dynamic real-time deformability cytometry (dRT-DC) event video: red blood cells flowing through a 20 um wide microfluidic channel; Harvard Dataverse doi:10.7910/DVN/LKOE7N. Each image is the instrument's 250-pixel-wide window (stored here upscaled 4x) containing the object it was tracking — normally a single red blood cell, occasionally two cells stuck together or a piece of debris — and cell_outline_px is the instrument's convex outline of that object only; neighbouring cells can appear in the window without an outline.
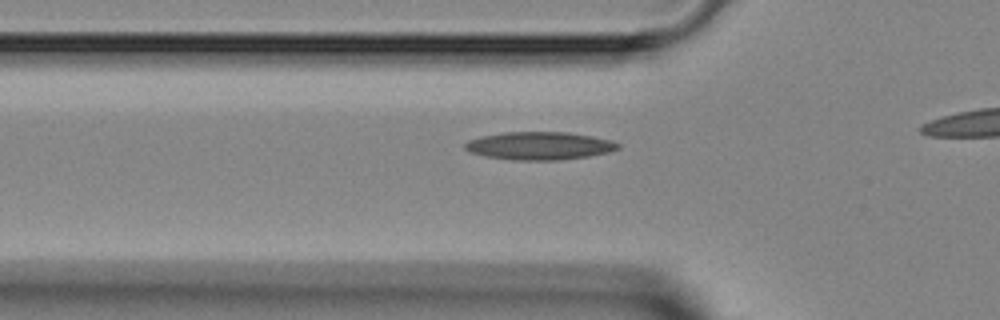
{"species": "Egyptian fruit bat (a non-hibernating species)", "species_latin": "Rousettus aegyptiacus", "temperature_condition": "room temperature", "stored_images_in_passage": 13, "camera_frame_rate_fps": 3000, "um_per_image_px": 0.085, "animal": {"sex": "female"}, "frame": {"image": 1, "passage_image": 8, "time_ms": 2.333, "image_size_px": [1000, 320], "cell_outline_px": [[620, 148], [608, 152], [588, 156], [560, 160], [512, 160], [484, 156], [468, 152], [464, 148], [464, 144], [468, 140], [480, 136], [504, 132], [568, 132], [592, 136], [612, 140], [620, 144]], "centroid_in_image_um": [45.82, 12.39], "position_along_channel_um": 80.0, "area_um2": 25.09}}
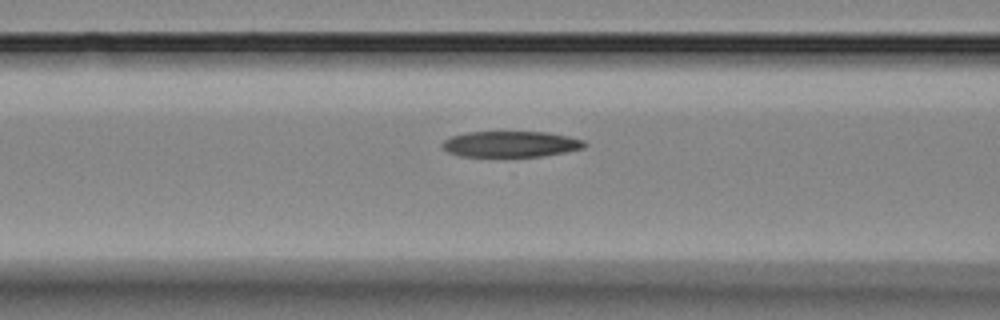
{"frame": {"image": 2, "passage_image": 11, "time_ms": 3.333, "image_size_px": [1000, 320], "cell_outline_px": [[588, 144], [584, 148], [544, 156], [460, 156], [448, 152], [440, 144], [444, 140], [452, 136], [468, 132], [548, 132], [568, 136], [584, 140]], "centroid_in_image_um": [43.44, 12.24], "position_along_channel_um": 123.2, "area_um2": 21.44}}